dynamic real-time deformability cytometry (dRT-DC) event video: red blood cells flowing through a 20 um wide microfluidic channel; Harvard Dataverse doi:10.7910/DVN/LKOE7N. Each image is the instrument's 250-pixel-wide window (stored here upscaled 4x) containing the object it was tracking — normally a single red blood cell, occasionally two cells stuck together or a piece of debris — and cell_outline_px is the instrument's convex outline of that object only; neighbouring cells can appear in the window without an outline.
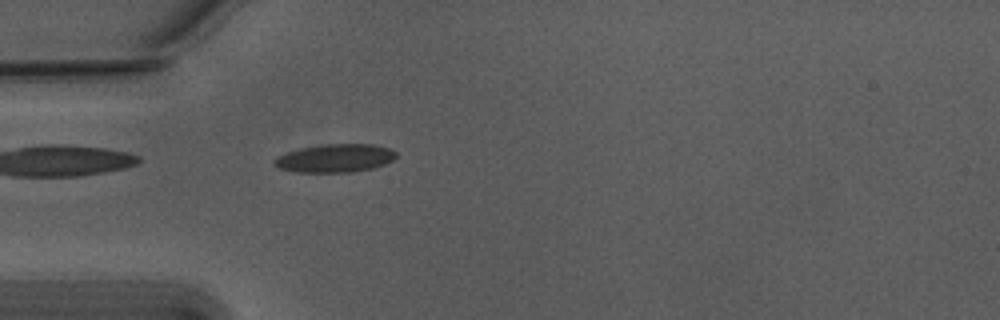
{"species": "Egyptian fruit bat (a non-hibernating species)", "species_latin": "Rousettus aegyptiacus", "temperature_condition": "warm", "stored_images_in_passage": 4, "camera_frame_rate_fps": 3000, "um_per_image_px": 0.085, "animal": {"sex": "male"}, "frame": {"image": 1, "passage_image": 1, "time_ms": 0.0, "image_size_px": [1000, 320], "cell_outline_px": [[396, 156], [392, 160], [384, 164], [372, 168], [352, 172], [296, 172], [280, 168], [272, 164], [272, 160], [288, 152], [300, 148], [324, 144], [372, 144], [388, 148], [396, 152]], "centroid_in_image_um": [28.47, 13.45], "position_along_channel_um": 56.5, "area_um2": 19.88}}